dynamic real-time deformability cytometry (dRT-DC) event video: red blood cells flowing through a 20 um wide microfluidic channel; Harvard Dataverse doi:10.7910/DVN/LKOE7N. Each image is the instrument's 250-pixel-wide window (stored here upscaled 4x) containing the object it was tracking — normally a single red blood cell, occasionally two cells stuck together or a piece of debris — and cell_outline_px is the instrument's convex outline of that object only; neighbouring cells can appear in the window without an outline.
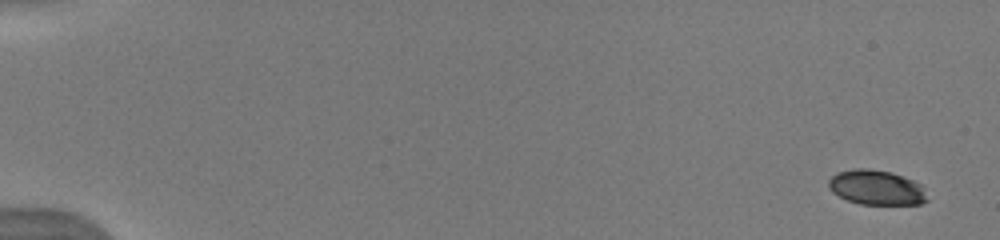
{"species": "human", "species_latin": "Homo sapiens", "temperature_condition": "warm", "stored_images_in_passage": 14, "camera_frame_rate_fps": 3000, "um_per_image_px": 0.085, "donor": {"sex": "male"}, "frame": {"image": 1, "passage_image": 1, "time_ms": 0.0, "image_size_px": [1000, 240], "cell_outline_px": [[928, 200], [920, 204], [860, 204], [848, 200], [832, 192], [828, 188], [828, 180], [836, 172], [852, 168], [868, 168], [892, 172], [912, 180], [920, 184]], "centroid_in_image_um": [74.45, 15.92], "position_along_channel_um": 10.5, "area_um2": 20.0}}
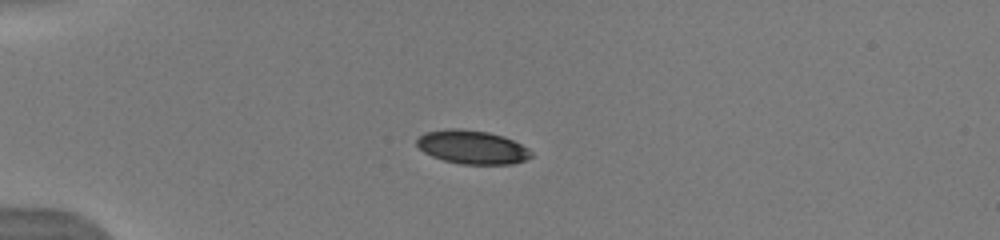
{"frame": {"image": 2, "passage_image": 5, "time_ms": 4.333, "image_size_px": [1000, 240], "cell_outline_px": [[532, 156], [524, 160], [512, 164], [460, 164], [444, 160], [432, 156], [424, 152], [416, 144], [416, 140], [424, 132], [448, 128], [460, 128], [488, 132], [504, 136], [528, 148], [532, 152]], "centroid_in_image_um": [40.12, 12.5], "position_along_channel_um": 44.9, "area_um2": 22.43}}